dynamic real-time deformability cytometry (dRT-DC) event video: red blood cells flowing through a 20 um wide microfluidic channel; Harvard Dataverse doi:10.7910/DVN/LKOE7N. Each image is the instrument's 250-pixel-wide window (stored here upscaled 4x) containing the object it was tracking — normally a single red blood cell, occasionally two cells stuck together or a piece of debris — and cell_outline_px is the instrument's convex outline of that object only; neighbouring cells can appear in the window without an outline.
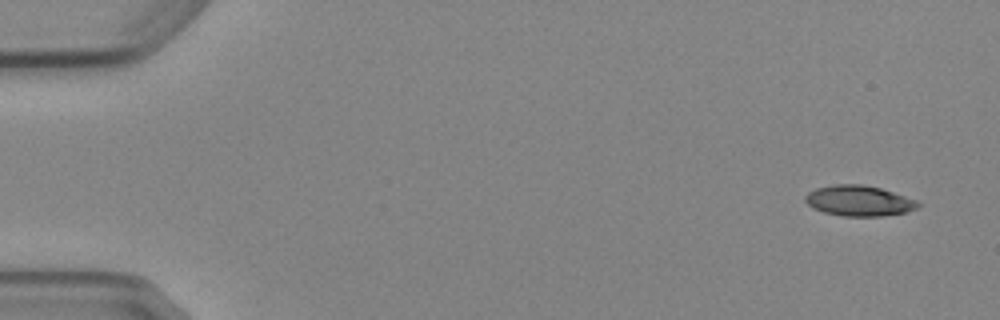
{"species": "Egyptian fruit bat (a non-hibernating species)", "species_latin": "Rousettus aegyptiacus", "temperature_condition": "cold", "stored_images_in_passage": 7, "camera_frame_rate_fps": 3000, "um_per_image_px": 0.085, "animal": {"sex": "female"}, "frame": {"image": 1, "passage_image": 1, "time_ms": 0.0, "image_size_px": [1000, 320], "cell_outline_px": [[920, 204], [916, 208], [908, 212], [880, 216], [844, 216], [824, 212], [812, 208], [804, 200], [804, 196], [808, 192], [816, 188], [832, 184], [860, 184], [880, 188], [920, 200]], "centroid_in_image_um": [73.02, 17.06], "position_along_channel_um": 12.0, "area_um2": 20.23}}
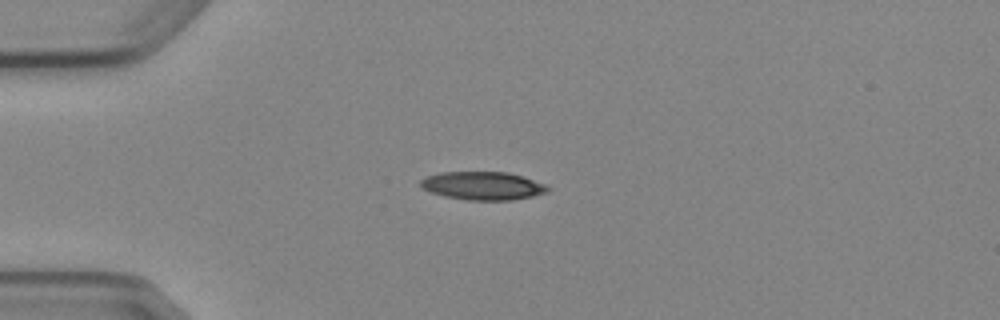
{"frame": {"image": 2, "passage_image": 4, "time_ms": 3.667, "image_size_px": [1000, 320], "cell_outline_px": [[552, 188], [548, 192], [532, 196], [512, 200], [468, 200], [444, 196], [420, 188], [420, 180], [428, 176], [440, 172], [508, 172], [524, 176], [544, 184]], "centroid_in_image_um": [41.06, 15.79], "position_along_channel_um": 43.9, "area_um2": 20.98}}
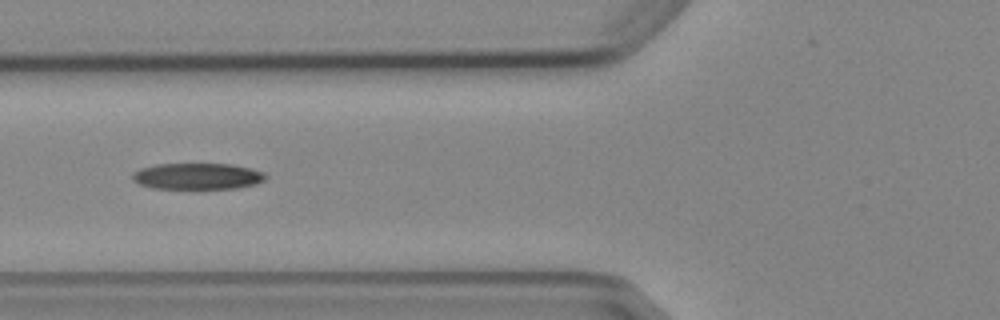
{"frame": {"image": 3, "passage_image": 6, "time_ms": 6.0, "image_size_px": [1000, 320], "cell_outline_px": [[268, 176], [264, 180], [256, 184], [236, 188], [152, 188], [140, 184], [132, 180], [132, 172], [140, 168], [156, 164], [232, 164], [252, 168], [264, 172]], "centroid_in_image_um": [16.79, 14.97], "position_along_channel_um": 109.0, "area_um2": 20.46}}